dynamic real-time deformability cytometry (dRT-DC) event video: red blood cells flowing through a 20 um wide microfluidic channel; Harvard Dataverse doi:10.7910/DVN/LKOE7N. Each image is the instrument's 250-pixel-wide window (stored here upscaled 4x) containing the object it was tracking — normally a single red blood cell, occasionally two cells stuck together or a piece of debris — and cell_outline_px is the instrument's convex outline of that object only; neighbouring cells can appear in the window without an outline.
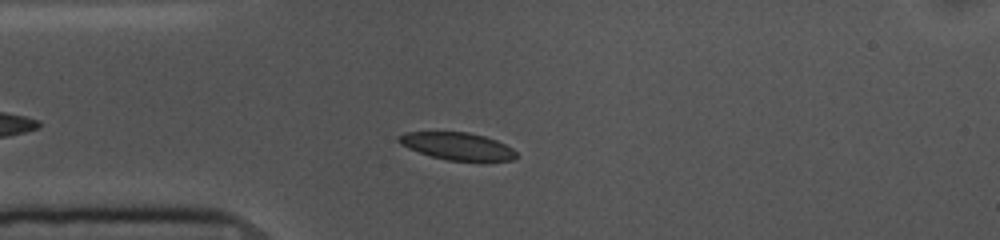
{"species": "common noctule bat (a hibernating species)", "species_latin": "Nyctalus noctula", "temperature_condition": "cold", "stored_images_in_passage": 41, "camera_frame_rate_fps": 3000, "um_per_image_px": 0.085, "animal": {"sex": "female", "body_mass_g": 10.0, "forearm_length_mm": 53.1}, "frame": {"image": 1, "passage_image": 8, "time_ms": 2.333, "image_size_px": [1000, 240], "cell_outline_px": [[516, 156], [512, 160], [448, 160], [432, 156], [408, 148], [400, 144], [396, 140], [396, 136], [408, 132], [468, 132], [484, 136], [496, 140], [512, 148], [516, 152]], "centroid_in_image_um": [38.83, 12.4], "position_along_channel_um": 46.2, "area_um2": 18.44}}
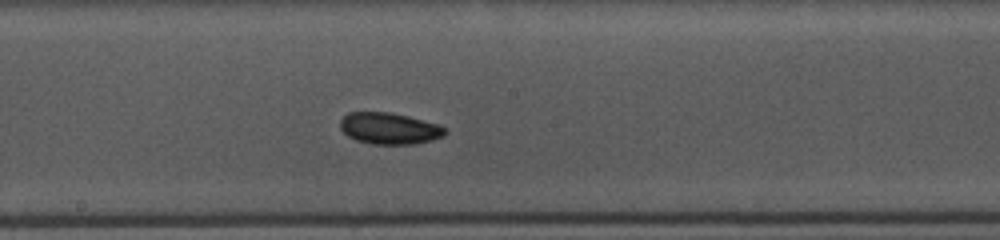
{"frame": {"image": 2, "passage_image": 23, "time_ms": 7.333, "image_size_px": [1000, 240], "cell_outline_px": [[448, 132], [444, 136], [432, 140], [416, 144], [372, 144], [356, 140], [348, 136], [340, 128], [340, 120], [348, 112], [388, 112], [408, 116], [436, 124], [448, 128]], "centroid_in_image_um": [33.11, 10.92], "position_along_channel_um": 215.1, "area_um2": 19.31}}
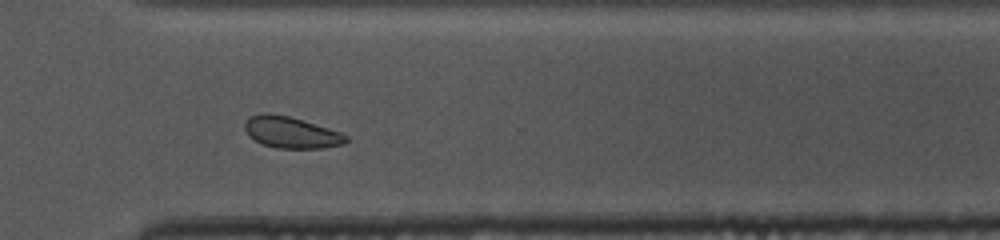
{"frame": {"image": 3, "passage_image": 34, "time_ms": 11.0, "image_size_px": [1000, 240], "cell_outline_px": [[348, 140], [344, 144], [324, 148], [276, 148], [264, 144], [248, 136], [244, 128], [244, 124], [252, 116], [260, 112], [268, 112], [288, 116], [328, 128], [340, 132], [348, 136]], "centroid_in_image_um": [24.75, 11.25], "position_along_channel_um": 345.9, "area_um2": 18.44}, "authors_computed_cell_mechanics": {"area_um2": 18.9584, "velocity_mm_per_s": 3.5632, "shape_relaxation_time_tau1_ms": 9.2121, "shape_relaxation_time_tau2_ms": null, "deformation_change_tau1": 0.1124, "deformation_change_tau2": null}}